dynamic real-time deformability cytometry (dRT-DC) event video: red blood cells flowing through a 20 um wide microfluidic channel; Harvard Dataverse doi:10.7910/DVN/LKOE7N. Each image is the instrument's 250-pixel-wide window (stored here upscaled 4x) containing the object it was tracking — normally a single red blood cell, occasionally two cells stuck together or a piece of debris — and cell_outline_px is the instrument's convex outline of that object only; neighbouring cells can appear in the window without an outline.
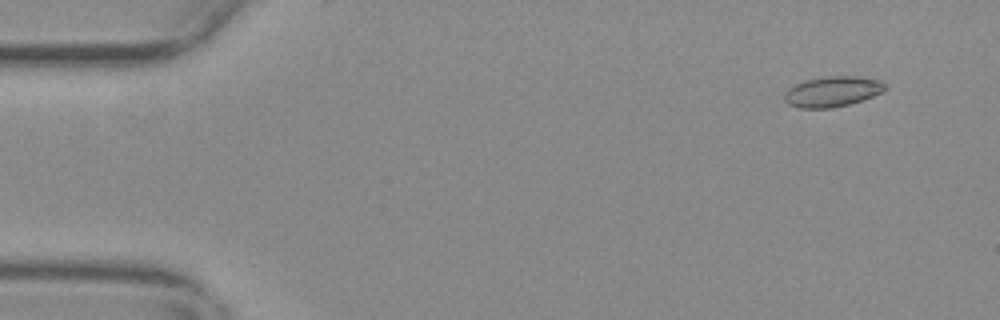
{"species": "common noctule bat (a hibernating species)", "species_latin": "Nyctalus noctula", "temperature_condition": "warm", "stored_images_in_passage": 57, "camera_frame_rate_fps": 3000, "um_per_image_px": 0.085, "animal": {"sex": "female", "body_mass_g": 29.2, "forearm_length_mm": 56.3}, "frame": {"image": 1, "passage_image": 5, "time_ms": 1.333, "image_size_px": [1000, 320], "cell_outline_px": [[888, 88], [864, 100], [832, 108], [800, 108], [788, 104], [784, 100], [784, 92], [788, 88], [796, 84], [808, 80], [828, 76], [856, 76], [880, 80]], "centroid_in_image_um": [70.74, 7.79], "position_along_channel_um": 14.3, "area_um2": 17.74}}
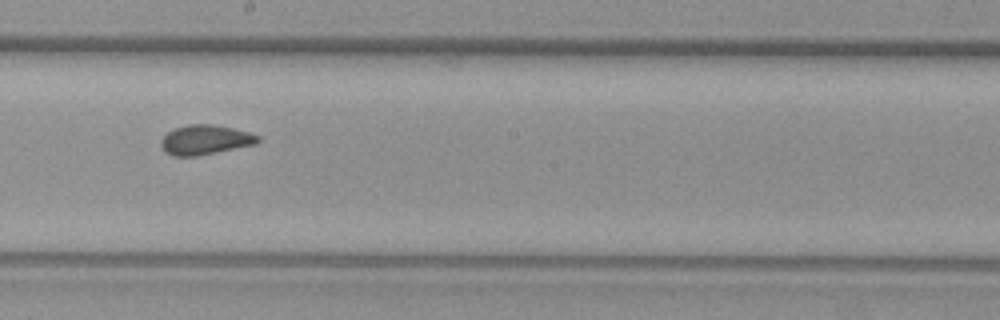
{"frame": {"image": 2, "passage_image": 32, "time_ms": 10.333, "image_size_px": [1000, 320], "cell_outline_px": [[260, 140], [256, 144], [196, 156], [172, 156], [164, 152], [160, 144], [160, 140], [168, 132], [176, 128], [188, 124], [212, 124], [232, 128], [248, 132], [260, 136]], "centroid_in_image_um": [17.42, 11.89], "position_along_channel_um": 230.8, "area_um2": 16.7}}
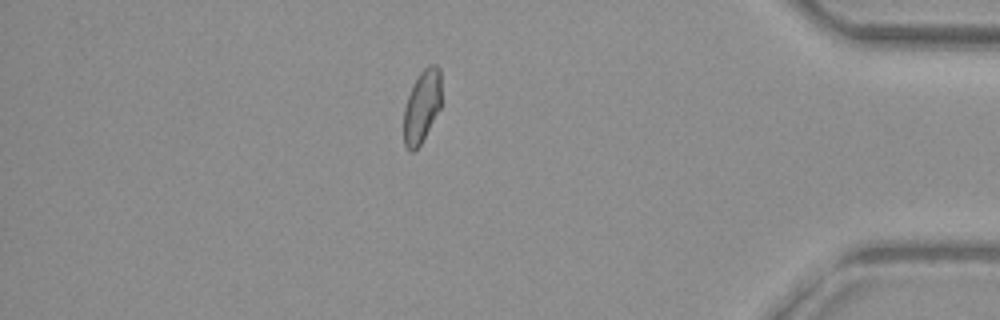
{"frame": {"image": 3, "passage_image": 49, "time_ms": 16.0, "image_size_px": [1000, 320], "cell_outline_px": [[440, 108], [420, 144], [412, 152], [408, 152], [404, 144], [404, 108], [408, 96], [420, 72], [428, 64], [436, 64], [440, 68]], "centroid_in_image_um": [35.85, 9.03], "position_along_channel_um": 399.3, "area_um2": 15.66}, "authors_computed_cell_mechanics": {"area_um2": 16.762, "velocity_mm_per_s": 3.6892, "shape_relaxation_time_tau1_ms": null, "shape_relaxation_time_tau2_ms": 1.146, "deformation_change_tau1": null, "deformation_change_tau2": 0.0522}}